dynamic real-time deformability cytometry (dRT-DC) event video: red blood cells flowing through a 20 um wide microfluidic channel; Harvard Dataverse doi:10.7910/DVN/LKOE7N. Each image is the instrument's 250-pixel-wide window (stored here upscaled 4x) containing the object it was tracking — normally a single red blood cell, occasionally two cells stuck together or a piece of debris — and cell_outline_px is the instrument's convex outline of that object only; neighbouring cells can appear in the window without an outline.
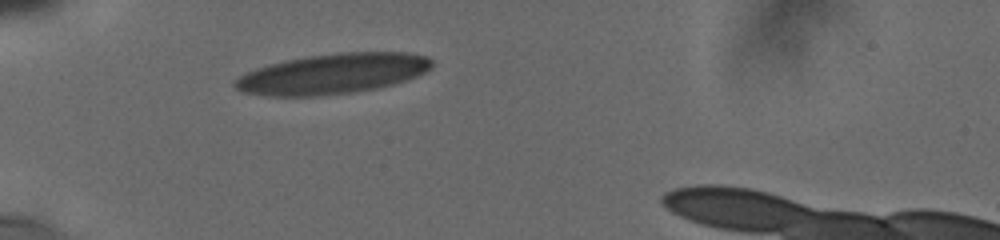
{"species": "human", "species_latin": "Homo sapiens", "temperature_condition": "cold", "stored_images_in_passage": 25, "camera_frame_rate_fps": 3000, "um_per_image_px": 0.085, "donor": {"sex": "male"}, "frame": {"image": 1, "passage_image": 1, "time_ms": 0.0, "image_size_px": [1000, 240], "cell_outline_px": [[432, 68], [416, 76], [392, 84], [376, 88], [352, 92], [320, 96], [272, 96], [244, 92], [236, 88], [232, 84], [244, 72], [268, 64], [284, 60], [308, 56], [340, 52], [404, 52], [424, 56], [432, 60]], "centroid_in_image_um": [28.24, 6.26], "position_along_channel_um": 56.8, "area_um2": 46.01}}
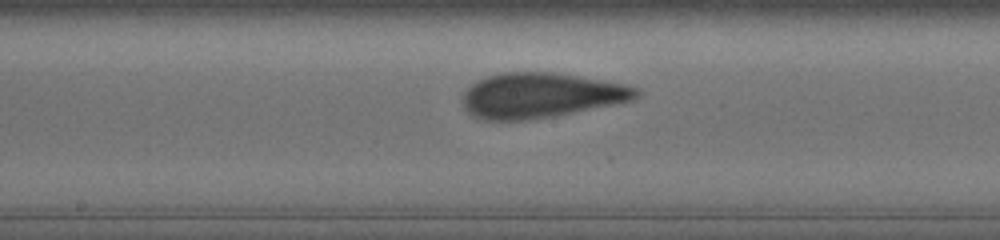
{"frame": {"image": 2, "passage_image": 11, "time_ms": 4.333, "image_size_px": [1000, 240], "cell_outline_px": [[640, 92], [632, 100], [552, 116], [524, 120], [484, 120], [468, 112], [464, 108], [464, 92], [472, 84], [488, 76], [504, 72], [552, 72], [624, 84], [636, 88]], "centroid_in_image_um": [45.93, 8.1], "position_along_channel_um": 202.3, "area_um2": 44.62}}
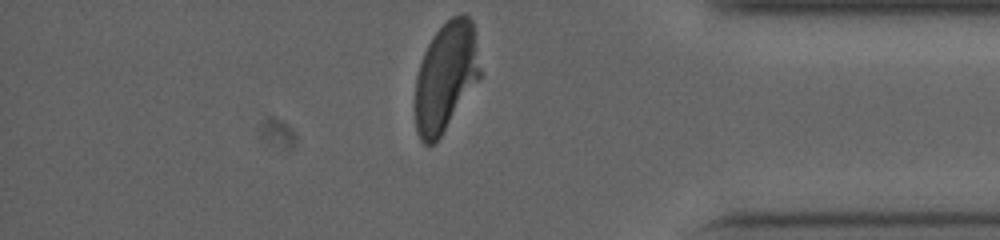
{"frame": {"image": 3, "passage_image": 25, "time_ms": 10.0, "image_size_px": [1000, 240], "cell_outline_px": [[480, 76], [440, 136], [432, 144], [424, 144], [420, 140], [416, 132], [416, 76], [424, 52], [432, 36], [452, 16], [460, 12], [464, 12], [472, 20], [480, 72]], "centroid_in_image_um": [37.87, 6.49], "position_along_channel_um": 397.3, "area_um2": 40.34}, "authors_computed_cell_mechanics": {"area_um2": 44.5638, "velocity_mm_per_s": 3.7466, "shape_relaxation_time_tau1_ms": 5.8593, "shape_relaxation_time_tau2_ms": 0.5658, "deformation_change_tau1": 0.1839, "deformation_change_tau2": 0.0485}}